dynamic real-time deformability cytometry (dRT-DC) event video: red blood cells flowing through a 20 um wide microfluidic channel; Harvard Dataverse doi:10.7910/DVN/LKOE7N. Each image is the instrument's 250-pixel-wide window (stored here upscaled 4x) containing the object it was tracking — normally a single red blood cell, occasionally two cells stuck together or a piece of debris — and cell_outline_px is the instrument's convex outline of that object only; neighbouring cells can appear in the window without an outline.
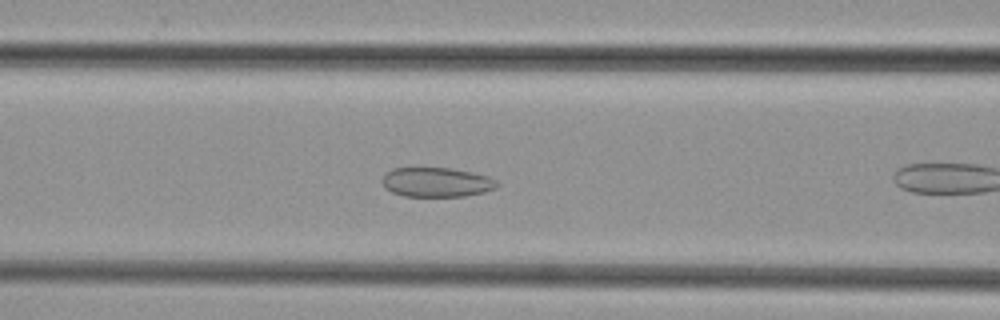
{"species": "common noctule bat (a hibernating species)", "species_latin": "Nyctalus noctula", "temperature_condition": "cold", "stored_images_in_passage": 12, "camera_frame_rate_fps": 3000, "um_per_image_px": 0.085, "animal": {"sex": "female", "body_mass_g": 29.2, "forearm_length_mm": 56.3}, "frame": {"image": 1, "passage_image": 6, "time_ms": 1.667, "image_size_px": [1000, 320], "cell_outline_px": [[500, 184], [496, 188], [484, 192], [464, 196], [404, 196], [392, 192], [384, 188], [380, 180], [384, 172], [392, 168], [452, 168], [488, 176], [496, 180]], "centroid_in_image_um": [37.06, 15.48], "position_along_channel_um": 129.5, "area_um2": 19.94}}